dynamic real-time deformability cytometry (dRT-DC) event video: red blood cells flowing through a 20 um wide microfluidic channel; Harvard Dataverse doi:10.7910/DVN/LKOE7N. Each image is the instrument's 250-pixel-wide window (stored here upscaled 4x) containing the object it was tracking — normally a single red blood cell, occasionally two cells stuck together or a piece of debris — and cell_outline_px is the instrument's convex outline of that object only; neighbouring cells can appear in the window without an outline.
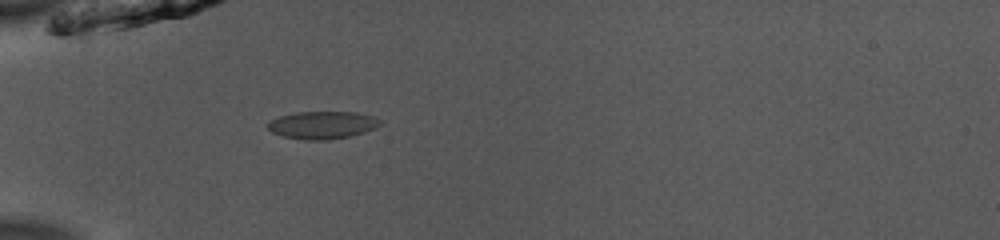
{"species": "common noctule bat (a hibernating species)", "species_latin": "Nyctalus noctula", "temperature_condition": "room temperature", "stored_images_in_passage": 36, "camera_frame_rate_fps": 3000, "um_per_image_px": 0.085, "animal": {"sex": "male", "body_mass_g": 13.0, "forearm_length_mm": 53.1}, "frame": {"image": 1, "passage_image": 1, "time_ms": 0.0, "image_size_px": [1000, 240], "cell_outline_px": [[384, 124], [376, 128], [364, 132], [348, 136], [324, 140], [304, 140], [284, 136], [272, 132], [268, 128], [268, 120], [280, 116], [296, 112], [356, 112], [376, 116], [384, 120]], "centroid_in_image_um": [27.47, 10.61], "position_along_channel_um": 57.5, "area_um2": 18.26}}
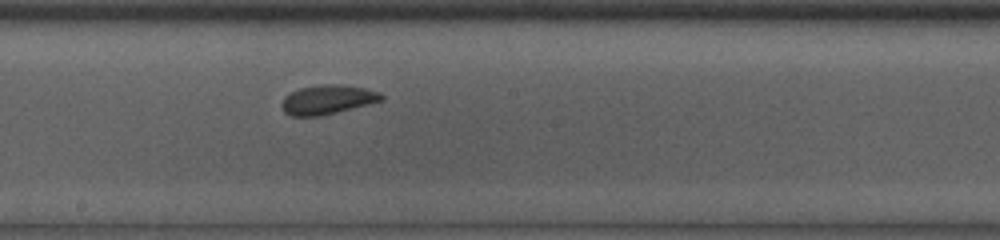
{"frame": {"image": 2, "passage_image": 14, "time_ms": 4.333, "image_size_px": [1000, 240], "cell_outline_px": [[384, 100], [320, 116], [288, 116], [284, 112], [284, 96], [300, 88], [320, 84], [340, 84], [364, 88], [380, 92], [384, 96]], "centroid_in_image_um": [27.87, 8.46], "position_along_channel_um": 220.3, "area_um2": 16.82}}
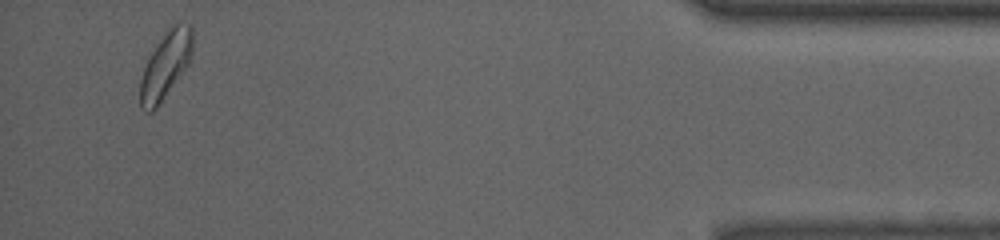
{"frame": {"image": 3, "passage_image": 34, "time_ms": 11.0, "image_size_px": [1000, 240], "cell_outline_px": [[192, 56], [188, 64], [160, 104], [152, 112], [144, 112], [140, 108], [140, 80], [148, 56], [168, 28], [172, 24], [192, 24]], "centroid_in_image_um": [14.06, 5.56], "position_along_channel_um": 421.1, "area_um2": 20.4}, "authors_computed_cell_mechanics": {"area_um2": 17.4267, "velocity_mm_per_s": 3.9245, "shape_relaxation_time_tau1_ms": 2.5664, "shape_relaxation_time_tau2_ms": null, "deformation_change_tau1": 0.0911, "deformation_change_tau2": null}}